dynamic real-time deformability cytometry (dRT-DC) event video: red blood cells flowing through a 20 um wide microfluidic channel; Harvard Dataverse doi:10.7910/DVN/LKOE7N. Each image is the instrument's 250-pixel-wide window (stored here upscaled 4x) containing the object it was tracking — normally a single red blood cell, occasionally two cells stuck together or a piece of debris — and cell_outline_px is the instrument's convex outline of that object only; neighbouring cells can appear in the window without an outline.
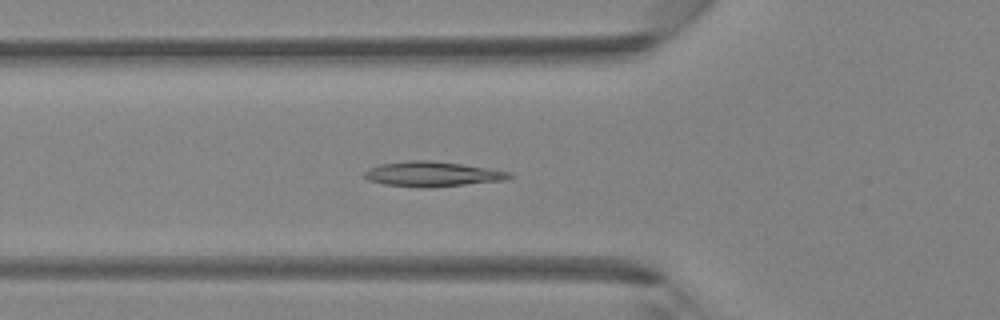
{"species": "Egyptian fruit bat (a non-hibernating species)", "species_latin": "Rousettus aegyptiacus", "temperature_condition": "room temperature", "stored_images_in_passage": 29, "camera_frame_rate_fps": 3000, "um_per_image_px": 0.085, "animal": {"sex": "female"}, "frame": {"image": 1, "passage_image": 4, "time_ms": 1.0, "image_size_px": [1000, 320], "cell_outline_px": [[512, 176], [508, 180], [432, 188], [420, 188], [384, 184], [368, 180], [364, 176], [364, 172], [368, 168], [380, 164], [408, 160], [428, 160], [460, 164], [488, 168], [512, 172]], "centroid_in_image_um": [36.76, 14.8], "position_along_channel_um": 89.0, "area_um2": 21.33}}
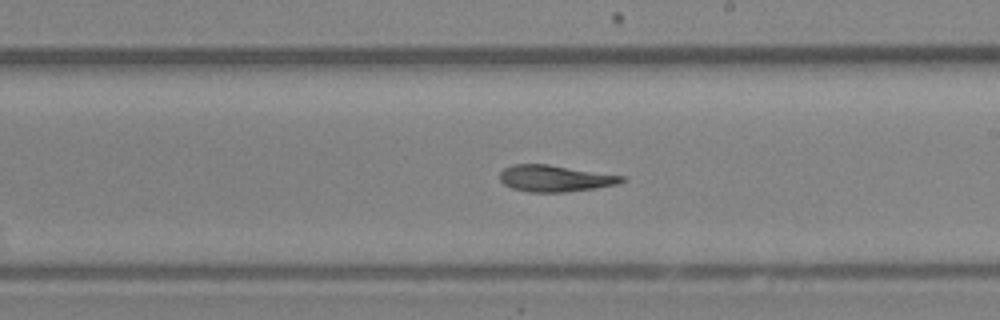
{"frame": {"image": 2, "passage_image": 14, "time_ms": 4.333, "image_size_px": [1000, 320], "cell_outline_px": [[624, 180], [616, 184], [596, 188], [564, 192], [528, 192], [512, 188], [504, 184], [500, 180], [500, 172], [504, 168], [512, 164], [548, 164], [624, 176]], "centroid_in_image_um": [47.13, 15.16], "position_along_channel_um": 241.9, "area_um2": 18.73}}
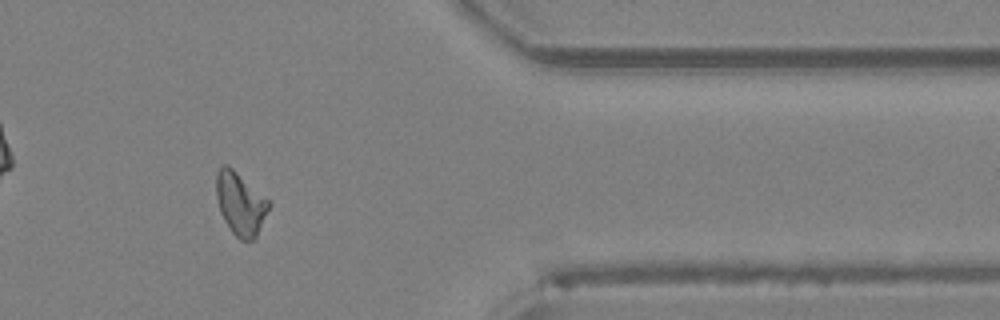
{"frame": {"image": 3, "passage_image": 25, "time_ms": 8.0, "image_size_px": [1000, 320], "cell_outline_px": [[272, 204], [256, 236], [252, 240], [240, 240], [232, 232], [224, 220], [220, 212], [216, 196], [216, 172], [224, 164], [228, 164], [268, 200]], "centroid_in_image_um": [20.42, 17.31], "position_along_channel_um": 391.0, "area_um2": 19.07}}